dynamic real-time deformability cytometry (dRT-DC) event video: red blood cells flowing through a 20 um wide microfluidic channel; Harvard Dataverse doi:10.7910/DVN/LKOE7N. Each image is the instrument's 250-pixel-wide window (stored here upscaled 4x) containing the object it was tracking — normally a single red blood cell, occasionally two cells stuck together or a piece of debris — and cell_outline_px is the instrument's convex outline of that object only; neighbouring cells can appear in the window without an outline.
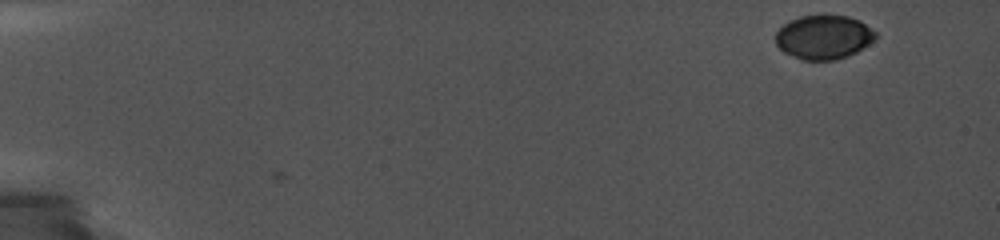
{"species": "common noctule bat (a hibernating species)", "species_latin": "Nyctalus noctula", "temperature_condition": "cold", "stored_images_in_passage": 2, "camera_frame_rate_fps": 5000, "um_per_image_px": 0.085, "animal": {"sex": "female", "body_mass_g": 19.0, "forearm_length_mm": 56.7}, "frame": {"image": 1, "passage_image": 1, "time_ms": 0.0, "image_size_px": [1000, 240], "cell_outline_px": [[876, 36], [868, 44], [856, 52], [848, 56], [836, 60], [800, 60], [784, 52], [776, 44], [776, 32], [788, 20], [800, 16], [820, 12], [824, 12], [848, 16], [860, 20], [876, 32]], "centroid_in_image_um": [69.99, 3.11], "position_along_channel_um": 15.0, "area_um2": 26.3}}